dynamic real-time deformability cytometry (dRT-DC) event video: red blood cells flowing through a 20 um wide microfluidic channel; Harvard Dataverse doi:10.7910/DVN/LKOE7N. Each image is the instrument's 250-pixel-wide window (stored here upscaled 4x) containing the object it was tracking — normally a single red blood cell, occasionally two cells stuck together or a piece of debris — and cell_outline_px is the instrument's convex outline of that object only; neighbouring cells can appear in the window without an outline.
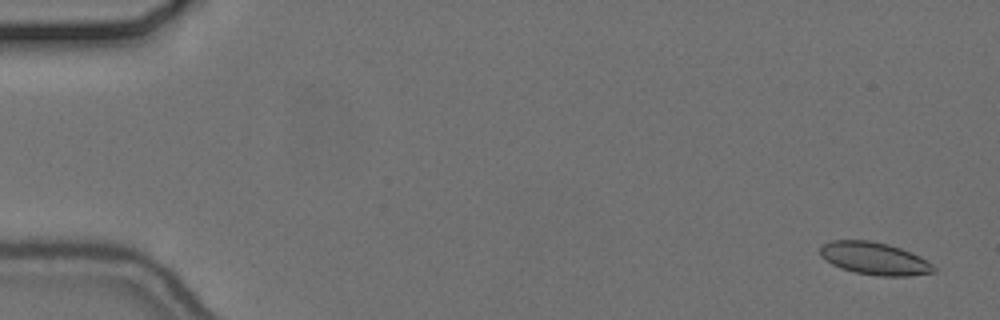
{"species": "common noctule bat (a hibernating species)", "species_latin": "Nyctalus noctula", "temperature_condition": "cold", "stored_images_in_passage": 55, "camera_frame_rate_fps": 3000, "um_per_image_px": 0.085, "animal": {"sex": "female", "body_mass_g": 24.6, "forearm_length_mm": 56.2}, "frame": {"image": 1, "passage_image": 1, "time_ms": 0.0, "image_size_px": [1000, 320], "cell_outline_px": [[936, 272], [908, 276], [880, 276], [856, 272], [840, 268], [832, 264], [820, 256], [820, 248], [824, 244], [832, 240], [868, 240], [888, 244], [900, 248], [920, 256], [932, 264], [936, 268]], "centroid_in_image_um": [74.34, 21.97], "position_along_channel_um": 10.7, "area_um2": 21.44}}
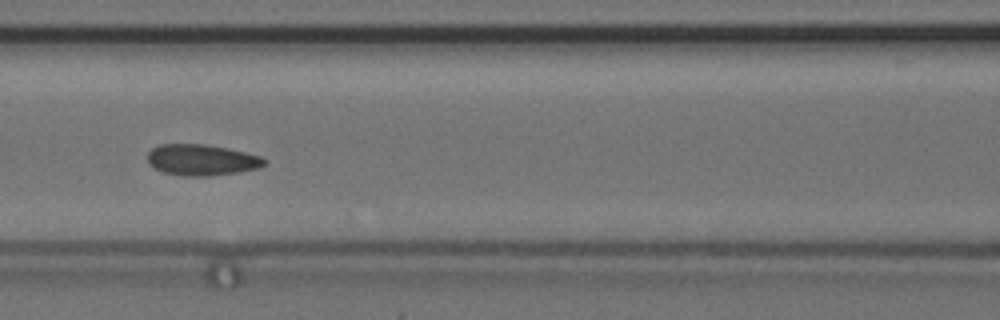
{"frame": {"image": 2, "passage_image": 24, "time_ms": 7.667, "image_size_px": [1000, 320], "cell_outline_px": [[268, 160], [260, 168], [236, 172], [208, 176], [180, 176], [164, 172], [148, 164], [148, 152], [152, 148], [160, 144], [204, 144], [228, 148], [260, 156]], "centroid_in_image_um": [17.13, 13.59], "position_along_channel_um": 149.5, "area_um2": 21.15}}
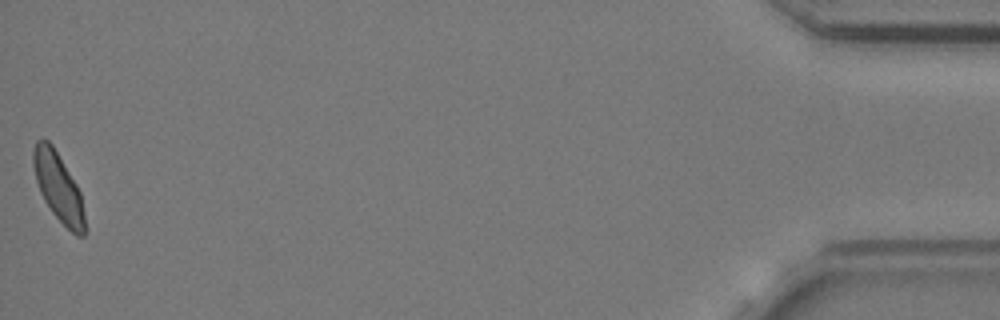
{"frame": {"image": 3, "passage_image": 55, "time_ms": 18.0, "image_size_px": [1000, 320], "cell_outline_px": [[84, 236], [76, 236], [52, 212], [44, 200], [40, 192], [36, 180], [32, 164], [32, 152], [36, 140], [48, 140], [52, 144], [76, 184], [80, 192], [84, 216]], "centroid_in_image_um": [4.93, 15.88], "position_along_channel_um": 430.3, "area_um2": 20.17}, "authors_computed_cell_mechanics": {"area_um2": 21.2704, "velocity_mm_per_s": 3.6565, "shape_relaxation_time_tau1_ms": 11.1062, "shape_relaxation_time_tau2_ms": 1.0003, "deformation_change_tau1": 0.1575, "deformation_change_tau2": 0.0719}}